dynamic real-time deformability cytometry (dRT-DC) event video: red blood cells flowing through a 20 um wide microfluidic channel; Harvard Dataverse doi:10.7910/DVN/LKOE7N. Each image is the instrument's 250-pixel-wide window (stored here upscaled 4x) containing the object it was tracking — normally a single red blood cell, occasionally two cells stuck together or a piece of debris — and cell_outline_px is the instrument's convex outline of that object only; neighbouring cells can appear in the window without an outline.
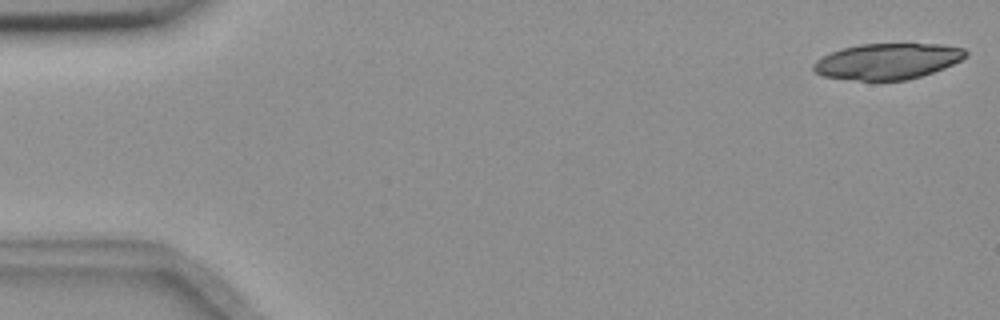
{"species": "common noctule bat (a hibernating species)", "species_latin": "Nyctalus noctula", "temperature_condition": "room temperature", "stored_images_in_passage": 54, "camera_frame_rate_fps": 3000, "um_per_image_px": 0.085, "animal": {"sex": "female", "body_mass_g": 18.4}, "frame": {"image": 1, "passage_image": 1, "time_ms": 0.0, "image_size_px": [1000, 320], "cell_outline_px": [[968, 56], [944, 68], [908, 80], [860, 80], [824, 76], [816, 72], [812, 68], [812, 64], [816, 60], [832, 52], [844, 48], [860, 44], [940, 44], [964, 48], [968, 52]], "centroid_in_image_um": [75.47, 5.2], "position_along_channel_um": 9.5, "area_um2": 31.56}}